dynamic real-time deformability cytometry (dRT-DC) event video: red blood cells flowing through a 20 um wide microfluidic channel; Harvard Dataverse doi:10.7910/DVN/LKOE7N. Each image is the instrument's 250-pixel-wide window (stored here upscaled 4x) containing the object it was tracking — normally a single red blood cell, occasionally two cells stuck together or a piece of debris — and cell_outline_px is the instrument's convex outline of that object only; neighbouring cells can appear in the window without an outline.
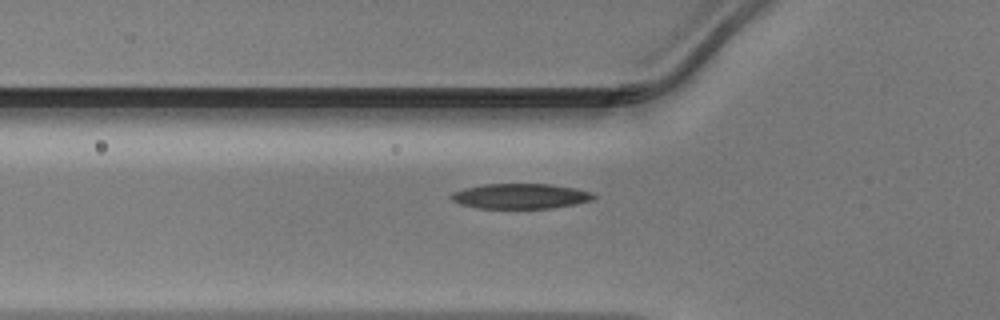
{"species": "Egyptian fruit bat (a non-hibernating species)", "species_latin": "Rousettus aegyptiacus", "temperature_condition": "warm", "stored_images_in_passage": 35, "camera_frame_rate_fps": 3000, "um_per_image_px": 0.085, "animal": {"sex": "male"}, "frame": {"image": 1, "passage_image": 5, "time_ms": 1.333, "image_size_px": [1000, 320], "cell_outline_px": [[596, 196], [592, 200], [576, 204], [552, 208], [476, 208], [460, 204], [452, 200], [448, 196], [452, 192], [464, 188], [484, 184], [552, 184], [576, 188], [592, 192]], "centroid_in_image_um": [44.23, 16.67], "position_along_channel_um": 81.6, "area_um2": 21.04}}
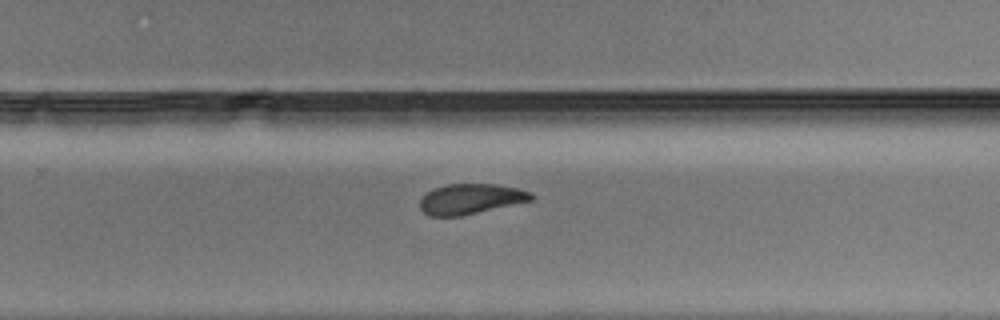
{"frame": {"image": 2, "passage_image": 20, "time_ms": 6.333, "image_size_px": [1000, 320], "cell_outline_px": [[536, 196], [532, 200], [460, 216], [428, 216], [420, 208], [420, 200], [432, 188], [448, 184], [492, 184], [516, 188], [528, 192]], "centroid_in_image_um": [39.97, 16.91], "position_along_channel_um": 289.8, "area_um2": 19.36}}
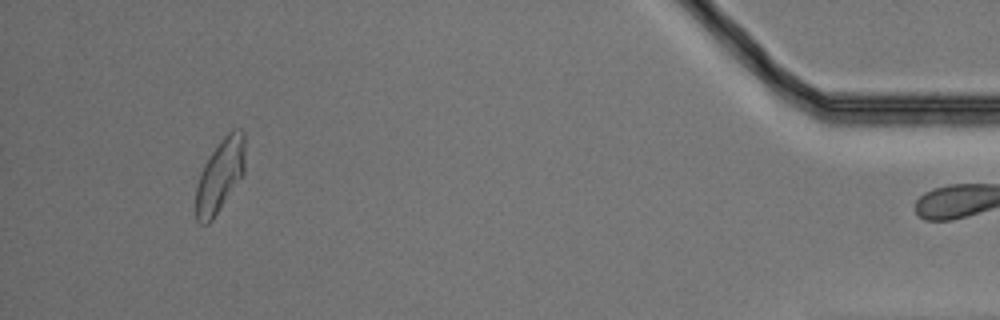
{"frame": {"image": 3, "passage_image": 34, "time_ms": 11.0, "image_size_px": [1000, 320], "cell_outline_px": [[244, 172], [212, 220], [208, 224], [200, 224], [196, 220], [196, 184], [200, 172], [204, 164], [212, 152], [224, 136], [232, 128], [240, 128], [244, 132]], "centroid_in_image_um": [18.68, 14.91], "position_along_channel_um": 416.5, "area_um2": 20.69}}